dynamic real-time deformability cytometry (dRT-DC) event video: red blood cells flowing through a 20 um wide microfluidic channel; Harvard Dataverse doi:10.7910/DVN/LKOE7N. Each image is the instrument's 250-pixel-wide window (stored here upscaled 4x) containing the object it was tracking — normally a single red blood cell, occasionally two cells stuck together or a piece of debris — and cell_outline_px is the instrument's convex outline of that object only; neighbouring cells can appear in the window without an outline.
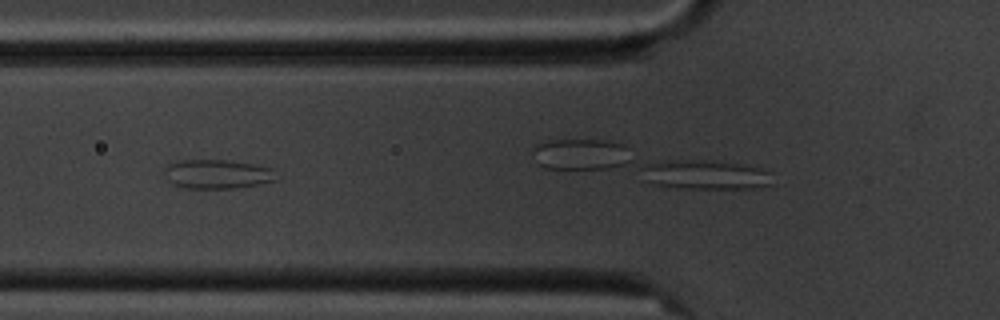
{"species": "common noctule bat (a hibernating species)", "species_latin": "Nyctalus noctula", "temperature_condition": "cold", "stored_images_in_passage": 5, "camera_frame_rate_fps": 3000, "um_per_image_px": 0.085, "animal": {"sex": "male", "body_mass_g": 20.1, "forearm_length_mm": 53.5}, "frame": {"image": 1, "passage_image": 4, "time_ms": 4.333, "image_size_px": [1000, 320], "cell_outline_px": [[276, 180], [236, 188], [184, 188], [172, 184], [168, 180], [164, 172], [164, 168], [168, 164], [180, 160], [228, 160], [252, 164], [272, 168]], "centroid_in_image_um": [18.41, 14.79], "position_along_channel_um": 107.4, "area_um2": 18.84}}